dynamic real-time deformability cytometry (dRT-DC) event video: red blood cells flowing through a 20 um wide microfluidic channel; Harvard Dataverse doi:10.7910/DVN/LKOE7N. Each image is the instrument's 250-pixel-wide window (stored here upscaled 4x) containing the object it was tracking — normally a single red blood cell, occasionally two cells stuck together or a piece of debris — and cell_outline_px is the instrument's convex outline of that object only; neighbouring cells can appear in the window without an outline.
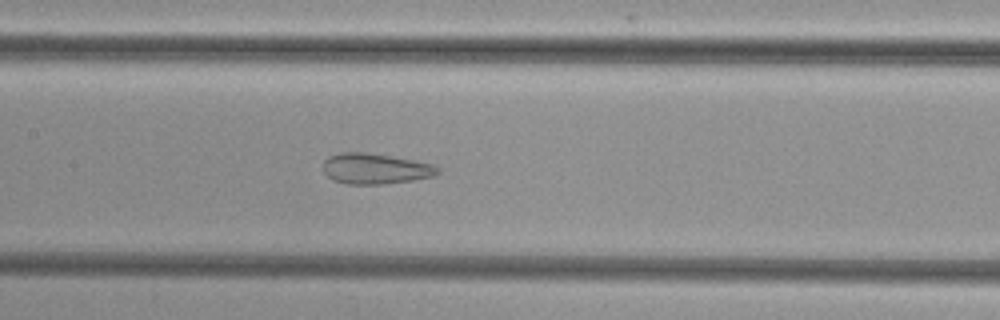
{"species": "common noctule bat (a hibernating species)", "species_latin": "Nyctalus noctula", "temperature_condition": "cold", "stored_images_in_passage": 46, "camera_frame_rate_fps": 3000, "um_per_image_px": 0.085, "animal": {"sex": "female", "body_mass_g": 29.2, "forearm_length_mm": 56.3}, "frame": {"image": 1, "passage_image": 23, "time_ms": 7.333, "image_size_px": [1000, 320], "cell_outline_px": [[440, 172], [436, 176], [412, 180], [384, 184], [348, 184], [332, 180], [324, 172], [324, 160], [328, 156], [340, 152], [364, 152], [392, 156], [432, 164], [440, 168]], "centroid_in_image_um": [31.9, 14.34], "position_along_channel_um": 175.5, "area_um2": 20.52}}
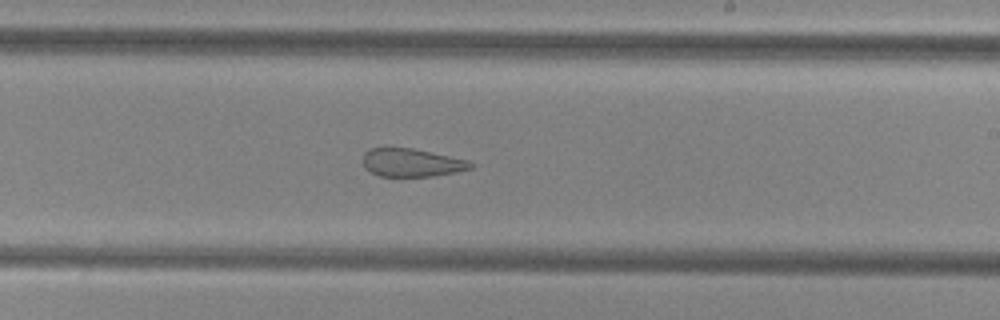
{"frame": {"image": 2, "passage_image": 29, "time_ms": 9.333, "image_size_px": [1000, 320], "cell_outline_px": [[476, 164], [472, 168], [456, 172], [432, 176], [380, 176], [364, 168], [364, 152], [368, 148], [384, 144], [412, 148], [468, 160]], "centroid_in_image_um": [34.94, 13.78], "position_along_channel_um": 254.1, "area_um2": 18.21}}
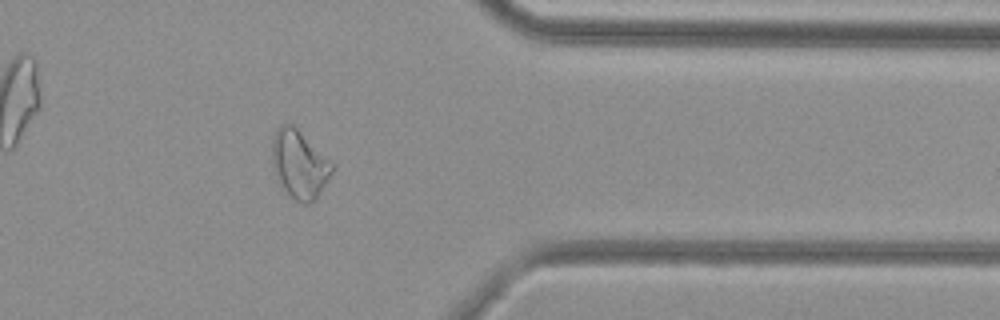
{"frame": {"image": 3, "passage_image": 40, "time_ms": 13.0, "image_size_px": [1000, 320], "cell_outline_px": [[336, 168], [320, 192], [308, 204], [300, 204], [288, 196], [284, 192], [276, 180], [272, 164], [272, 140], [276, 128], [280, 124], [288, 120]], "centroid_in_image_um": [25.39, 13.98], "position_along_channel_um": 386.0, "area_um2": 23.93}}